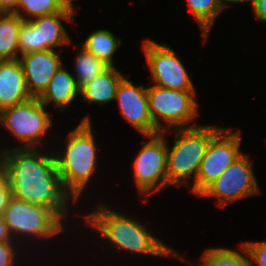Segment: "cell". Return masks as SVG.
<instances>
[{
  "instance_id": "4fadbf2b",
  "label": "cell",
  "mask_w": 266,
  "mask_h": 266,
  "mask_svg": "<svg viewBox=\"0 0 266 266\" xmlns=\"http://www.w3.org/2000/svg\"><path fill=\"white\" fill-rule=\"evenodd\" d=\"M116 100L122 116L145 136L161 133L154 125L148 106L147 88L134 86L125 77L120 81Z\"/></svg>"
},
{
  "instance_id": "f1b7e54d",
  "label": "cell",
  "mask_w": 266,
  "mask_h": 266,
  "mask_svg": "<svg viewBox=\"0 0 266 266\" xmlns=\"http://www.w3.org/2000/svg\"><path fill=\"white\" fill-rule=\"evenodd\" d=\"M12 237L14 236L11 235L8 226L4 222L3 216L0 215V243L10 241Z\"/></svg>"
},
{
  "instance_id": "ba28073f",
  "label": "cell",
  "mask_w": 266,
  "mask_h": 266,
  "mask_svg": "<svg viewBox=\"0 0 266 266\" xmlns=\"http://www.w3.org/2000/svg\"><path fill=\"white\" fill-rule=\"evenodd\" d=\"M0 122L20 140V148H34L52 125L38 97L0 111Z\"/></svg>"
},
{
  "instance_id": "9a60e30c",
  "label": "cell",
  "mask_w": 266,
  "mask_h": 266,
  "mask_svg": "<svg viewBox=\"0 0 266 266\" xmlns=\"http://www.w3.org/2000/svg\"><path fill=\"white\" fill-rule=\"evenodd\" d=\"M31 98L19 59L0 60V111Z\"/></svg>"
},
{
  "instance_id": "52a82bcc",
  "label": "cell",
  "mask_w": 266,
  "mask_h": 266,
  "mask_svg": "<svg viewBox=\"0 0 266 266\" xmlns=\"http://www.w3.org/2000/svg\"><path fill=\"white\" fill-rule=\"evenodd\" d=\"M73 12L74 9L66 7L59 13L23 20L18 36L20 54L54 50L55 46L70 44L71 39L60 18L74 21Z\"/></svg>"
},
{
  "instance_id": "7a4b0ae2",
  "label": "cell",
  "mask_w": 266,
  "mask_h": 266,
  "mask_svg": "<svg viewBox=\"0 0 266 266\" xmlns=\"http://www.w3.org/2000/svg\"><path fill=\"white\" fill-rule=\"evenodd\" d=\"M88 225L122 250L157 256L181 257L179 254L154 237L137 220L100 206L87 215ZM178 254V255H177Z\"/></svg>"
},
{
  "instance_id": "1f68e13d",
  "label": "cell",
  "mask_w": 266,
  "mask_h": 266,
  "mask_svg": "<svg viewBox=\"0 0 266 266\" xmlns=\"http://www.w3.org/2000/svg\"><path fill=\"white\" fill-rule=\"evenodd\" d=\"M66 7H69V8H72V9H74L73 8V4H72V1L73 0H60Z\"/></svg>"
},
{
  "instance_id": "4dcf8cb0",
  "label": "cell",
  "mask_w": 266,
  "mask_h": 266,
  "mask_svg": "<svg viewBox=\"0 0 266 266\" xmlns=\"http://www.w3.org/2000/svg\"><path fill=\"white\" fill-rule=\"evenodd\" d=\"M248 2V0H219V2L222 4V6L223 7H225L226 5H227V3H225V2H228V3H230V2H232V3H239V2Z\"/></svg>"
},
{
  "instance_id": "5b68a950",
  "label": "cell",
  "mask_w": 266,
  "mask_h": 266,
  "mask_svg": "<svg viewBox=\"0 0 266 266\" xmlns=\"http://www.w3.org/2000/svg\"><path fill=\"white\" fill-rule=\"evenodd\" d=\"M195 95V91H181L156 85L147 87L150 117L155 127L160 132L168 130L167 126L163 127L160 124L159 117L175 129L194 127L195 125H188V123L198 114Z\"/></svg>"
},
{
  "instance_id": "ffe728a7",
  "label": "cell",
  "mask_w": 266,
  "mask_h": 266,
  "mask_svg": "<svg viewBox=\"0 0 266 266\" xmlns=\"http://www.w3.org/2000/svg\"><path fill=\"white\" fill-rule=\"evenodd\" d=\"M110 66L98 59L91 52L81 47V51L75 59L76 84L81 89L85 84L90 83L96 76L102 74Z\"/></svg>"
},
{
  "instance_id": "cb8c5ba5",
  "label": "cell",
  "mask_w": 266,
  "mask_h": 266,
  "mask_svg": "<svg viewBox=\"0 0 266 266\" xmlns=\"http://www.w3.org/2000/svg\"><path fill=\"white\" fill-rule=\"evenodd\" d=\"M240 249L249 257L251 266L253 263L257 266H266V241L246 242L241 245Z\"/></svg>"
},
{
  "instance_id": "83f0119b",
  "label": "cell",
  "mask_w": 266,
  "mask_h": 266,
  "mask_svg": "<svg viewBox=\"0 0 266 266\" xmlns=\"http://www.w3.org/2000/svg\"><path fill=\"white\" fill-rule=\"evenodd\" d=\"M19 0H0V13H14Z\"/></svg>"
},
{
  "instance_id": "e0dca14e",
  "label": "cell",
  "mask_w": 266,
  "mask_h": 266,
  "mask_svg": "<svg viewBox=\"0 0 266 266\" xmlns=\"http://www.w3.org/2000/svg\"><path fill=\"white\" fill-rule=\"evenodd\" d=\"M123 75L115 67H109L80 89L83 100L89 103H107L116 97L117 87Z\"/></svg>"
},
{
  "instance_id": "8fae6325",
  "label": "cell",
  "mask_w": 266,
  "mask_h": 266,
  "mask_svg": "<svg viewBox=\"0 0 266 266\" xmlns=\"http://www.w3.org/2000/svg\"><path fill=\"white\" fill-rule=\"evenodd\" d=\"M249 156L242 154L199 196L219 198L218 205L225 207L233 202L259 193L258 183Z\"/></svg>"
},
{
  "instance_id": "3957f363",
  "label": "cell",
  "mask_w": 266,
  "mask_h": 266,
  "mask_svg": "<svg viewBox=\"0 0 266 266\" xmlns=\"http://www.w3.org/2000/svg\"><path fill=\"white\" fill-rule=\"evenodd\" d=\"M90 116L70 131L67 147L62 155H55L57 170L65 190L77 201L90 177L95 172L96 145L92 134Z\"/></svg>"
},
{
  "instance_id": "d4e9b609",
  "label": "cell",
  "mask_w": 266,
  "mask_h": 266,
  "mask_svg": "<svg viewBox=\"0 0 266 266\" xmlns=\"http://www.w3.org/2000/svg\"><path fill=\"white\" fill-rule=\"evenodd\" d=\"M11 241L0 243V266H13L14 265V249Z\"/></svg>"
},
{
  "instance_id": "277c9868",
  "label": "cell",
  "mask_w": 266,
  "mask_h": 266,
  "mask_svg": "<svg viewBox=\"0 0 266 266\" xmlns=\"http://www.w3.org/2000/svg\"><path fill=\"white\" fill-rule=\"evenodd\" d=\"M222 129L200 125L175 130L174 145L171 149L167 146L168 185L188 184L193 174L196 181L209 143Z\"/></svg>"
},
{
  "instance_id": "7c38bea8",
  "label": "cell",
  "mask_w": 266,
  "mask_h": 266,
  "mask_svg": "<svg viewBox=\"0 0 266 266\" xmlns=\"http://www.w3.org/2000/svg\"><path fill=\"white\" fill-rule=\"evenodd\" d=\"M143 44L146 60L156 86L195 91L184 65L171 50L170 45H160L149 39Z\"/></svg>"
},
{
  "instance_id": "f546056e",
  "label": "cell",
  "mask_w": 266,
  "mask_h": 266,
  "mask_svg": "<svg viewBox=\"0 0 266 266\" xmlns=\"http://www.w3.org/2000/svg\"><path fill=\"white\" fill-rule=\"evenodd\" d=\"M11 197L12 194H0V215L3 214V211L6 209Z\"/></svg>"
},
{
  "instance_id": "603a6c76",
  "label": "cell",
  "mask_w": 266,
  "mask_h": 266,
  "mask_svg": "<svg viewBox=\"0 0 266 266\" xmlns=\"http://www.w3.org/2000/svg\"><path fill=\"white\" fill-rule=\"evenodd\" d=\"M66 6L60 0H19L17 10L14 12L23 20H31L34 18L52 15L62 12ZM20 9L27 13L28 17H23Z\"/></svg>"
},
{
  "instance_id": "d6986e66",
  "label": "cell",
  "mask_w": 266,
  "mask_h": 266,
  "mask_svg": "<svg viewBox=\"0 0 266 266\" xmlns=\"http://www.w3.org/2000/svg\"><path fill=\"white\" fill-rule=\"evenodd\" d=\"M120 44L121 40L116 39L110 31L97 30L92 32L82 45L98 59L113 67L112 56Z\"/></svg>"
},
{
  "instance_id": "4316f807",
  "label": "cell",
  "mask_w": 266,
  "mask_h": 266,
  "mask_svg": "<svg viewBox=\"0 0 266 266\" xmlns=\"http://www.w3.org/2000/svg\"><path fill=\"white\" fill-rule=\"evenodd\" d=\"M251 3L257 19L266 22V0H251Z\"/></svg>"
},
{
  "instance_id": "6da1fadb",
  "label": "cell",
  "mask_w": 266,
  "mask_h": 266,
  "mask_svg": "<svg viewBox=\"0 0 266 266\" xmlns=\"http://www.w3.org/2000/svg\"><path fill=\"white\" fill-rule=\"evenodd\" d=\"M0 160L7 168L14 198L45 206L63 218L71 195L62 184L55 155H42L35 148L16 147L2 150Z\"/></svg>"
},
{
  "instance_id": "5bb4252c",
  "label": "cell",
  "mask_w": 266,
  "mask_h": 266,
  "mask_svg": "<svg viewBox=\"0 0 266 266\" xmlns=\"http://www.w3.org/2000/svg\"><path fill=\"white\" fill-rule=\"evenodd\" d=\"M19 61L32 97H39L44 92L53 75L62 66L61 57L55 50L22 54Z\"/></svg>"
},
{
  "instance_id": "30bf717a",
  "label": "cell",
  "mask_w": 266,
  "mask_h": 266,
  "mask_svg": "<svg viewBox=\"0 0 266 266\" xmlns=\"http://www.w3.org/2000/svg\"><path fill=\"white\" fill-rule=\"evenodd\" d=\"M166 131L146 136L151 140L143 142V147L134 161L135 183L142 194L168 185Z\"/></svg>"
},
{
  "instance_id": "484cf974",
  "label": "cell",
  "mask_w": 266,
  "mask_h": 266,
  "mask_svg": "<svg viewBox=\"0 0 266 266\" xmlns=\"http://www.w3.org/2000/svg\"><path fill=\"white\" fill-rule=\"evenodd\" d=\"M0 194H12L9 187V175L6 166L0 160Z\"/></svg>"
},
{
  "instance_id": "ac0fdd59",
  "label": "cell",
  "mask_w": 266,
  "mask_h": 266,
  "mask_svg": "<svg viewBox=\"0 0 266 266\" xmlns=\"http://www.w3.org/2000/svg\"><path fill=\"white\" fill-rule=\"evenodd\" d=\"M21 19L15 13H0V60L19 59V30Z\"/></svg>"
},
{
  "instance_id": "44dd1931",
  "label": "cell",
  "mask_w": 266,
  "mask_h": 266,
  "mask_svg": "<svg viewBox=\"0 0 266 266\" xmlns=\"http://www.w3.org/2000/svg\"><path fill=\"white\" fill-rule=\"evenodd\" d=\"M187 2L190 13L198 21L203 31V38L206 39L216 16L224 7L219 0H187Z\"/></svg>"
},
{
  "instance_id": "9c48e42d",
  "label": "cell",
  "mask_w": 266,
  "mask_h": 266,
  "mask_svg": "<svg viewBox=\"0 0 266 266\" xmlns=\"http://www.w3.org/2000/svg\"><path fill=\"white\" fill-rule=\"evenodd\" d=\"M240 130L222 129L209 143L204 155L192 191L199 196L243 153L239 150Z\"/></svg>"
},
{
  "instance_id": "7402d4cb",
  "label": "cell",
  "mask_w": 266,
  "mask_h": 266,
  "mask_svg": "<svg viewBox=\"0 0 266 266\" xmlns=\"http://www.w3.org/2000/svg\"><path fill=\"white\" fill-rule=\"evenodd\" d=\"M201 259L197 266H251L249 257L227 248L206 249Z\"/></svg>"
},
{
  "instance_id": "2e32d148",
  "label": "cell",
  "mask_w": 266,
  "mask_h": 266,
  "mask_svg": "<svg viewBox=\"0 0 266 266\" xmlns=\"http://www.w3.org/2000/svg\"><path fill=\"white\" fill-rule=\"evenodd\" d=\"M77 94H80V89L76 84L75 77L61 66L38 99L44 106L53 101L55 107L66 110L65 108L71 105Z\"/></svg>"
},
{
  "instance_id": "8992f818",
  "label": "cell",
  "mask_w": 266,
  "mask_h": 266,
  "mask_svg": "<svg viewBox=\"0 0 266 266\" xmlns=\"http://www.w3.org/2000/svg\"><path fill=\"white\" fill-rule=\"evenodd\" d=\"M2 216L12 236L28 234L48 239L63 231L62 220L51 209L13 196Z\"/></svg>"
}]
</instances>
